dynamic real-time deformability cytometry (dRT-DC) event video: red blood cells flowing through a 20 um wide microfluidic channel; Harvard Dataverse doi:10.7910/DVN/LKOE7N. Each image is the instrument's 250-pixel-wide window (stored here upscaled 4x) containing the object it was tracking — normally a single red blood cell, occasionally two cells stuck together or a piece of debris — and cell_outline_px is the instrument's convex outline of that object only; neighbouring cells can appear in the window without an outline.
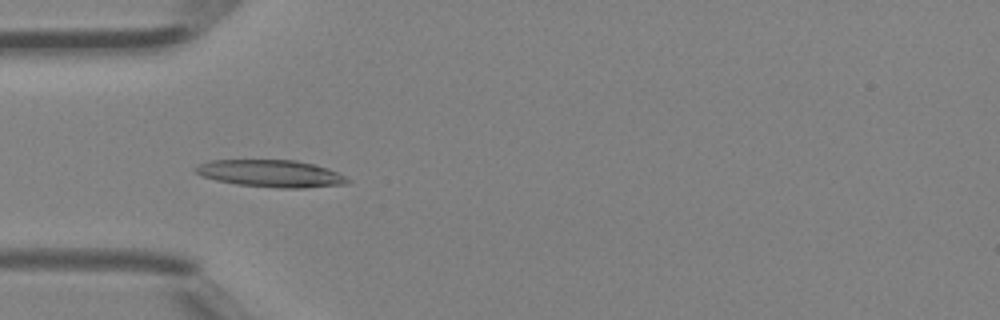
{"species": "Egyptian fruit bat (a non-hibernating species)", "species_latin": "Rousettus aegyptiacus", "temperature_condition": "room temperature", "stored_images_in_passage": 3, "camera_frame_rate_fps": 3000, "um_per_image_px": 0.085, "animal": {"sex": "female"}, "frame": {"image": 1, "passage_image": 3, "time_ms": 0.667, "image_size_px": [1000, 320], "cell_outline_px": [[352, 180], [348, 184], [304, 188], [276, 188], [236, 184], [216, 180], [200, 176], [192, 168], [196, 164], [208, 160], [296, 160], [328, 168]], "centroid_in_image_um": [22.99, 14.75], "position_along_channel_um": 62.0, "area_um2": 24.33}}